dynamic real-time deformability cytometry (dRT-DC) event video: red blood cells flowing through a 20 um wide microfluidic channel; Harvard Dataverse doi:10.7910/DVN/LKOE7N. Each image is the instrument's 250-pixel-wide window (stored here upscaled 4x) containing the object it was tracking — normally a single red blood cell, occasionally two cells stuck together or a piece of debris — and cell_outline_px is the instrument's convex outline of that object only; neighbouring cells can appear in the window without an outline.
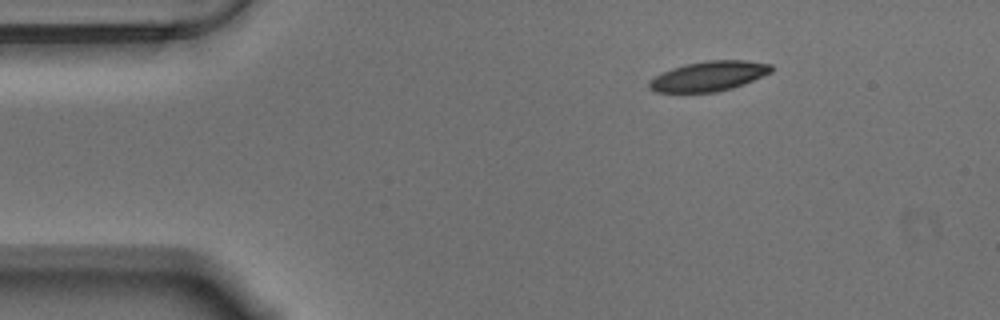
{"species": "Egyptian fruit bat (a non-hibernating species)", "species_latin": "Rousettus aegyptiacus", "temperature_condition": "warm", "stored_images_in_passage": 50, "camera_frame_rate_fps": 3000, "um_per_image_px": 0.085, "animal": {"sex": "male"}, "frame": {"image": 1, "passage_image": 1, "time_ms": 0.0, "image_size_px": [1000, 320], "cell_outline_px": [[772, 72], [744, 84], [732, 88], [716, 92], [656, 92], [648, 88], [648, 80], [672, 68], [684, 64], [708, 60], [744, 60], [772, 64]], "centroid_in_image_um": [60.25, 6.47], "position_along_channel_um": 24.8, "area_um2": 21.27}}
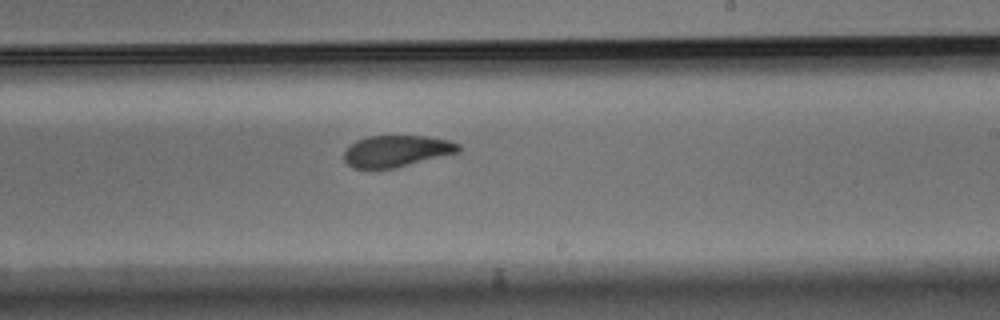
{"frame": {"image": 2, "passage_image": 26, "time_ms": 8.333, "image_size_px": [1000, 320], "cell_outline_px": [[460, 152], [392, 168], [352, 168], [344, 160], [344, 152], [356, 140], [368, 136], [424, 136], [448, 140], [460, 144]], "centroid_in_image_um": [33.71, 12.83], "position_along_channel_um": 255.3, "area_um2": 20.75}}
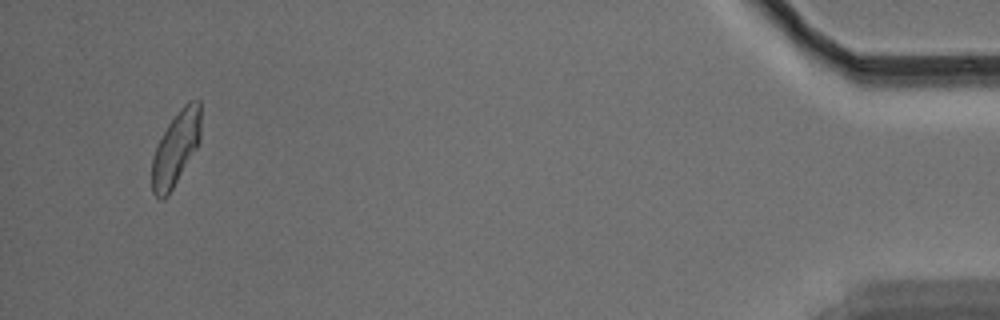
{"frame": {"image": 3, "passage_image": 47, "time_ms": 15.333, "image_size_px": [1000, 320], "cell_outline_px": [[200, 140], [196, 148], [168, 196], [164, 200], [160, 200], [152, 192], [152, 156], [156, 144], [168, 124], [180, 108], [188, 100], [200, 100]], "centroid_in_image_um": [14.92, 12.61], "position_along_channel_um": 420.3, "area_um2": 21.1}, "authors_computed_cell_mechanics": {"area_um2": 21.9929, "velocity_mm_per_s": 3.5044, "shape_relaxation_time_tau1_ms": 5.2529, "shape_relaxation_time_tau2_ms": 2.3634, "deformation_change_tau1": 0.1539, "deformation_change_tau2": 0.069}}